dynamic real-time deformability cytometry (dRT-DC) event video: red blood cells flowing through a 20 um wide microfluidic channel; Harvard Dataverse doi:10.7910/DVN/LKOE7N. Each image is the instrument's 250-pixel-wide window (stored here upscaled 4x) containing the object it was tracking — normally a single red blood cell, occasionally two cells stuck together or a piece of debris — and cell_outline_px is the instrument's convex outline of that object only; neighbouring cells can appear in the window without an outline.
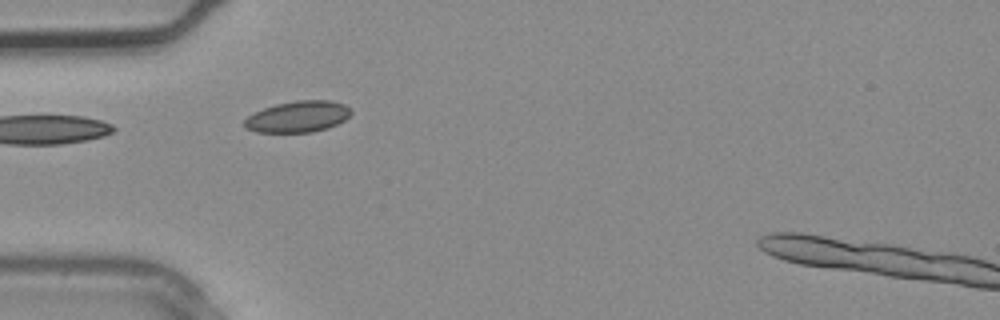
{"species": "common noctule bat (a hibernating species)", "species_latin": "Nyctalus noctula", "temperature_condition": "warm", "stored_images_in_passage": 3, "camera_frame_rate_fps": 3000, "um_per_image_px": 0.085, "animal": {"sex": "male", "body_mass_g": 20.4}, "frame": {"image": 1, "passage_image": 2, "time_ms": 0.333, "image_size_px": [1000, 320], "cell_outline_px": [[352, 112], [344, 120], [328, 128], [312, 132], [256, 132], [244, 128], [244, 120], [248, 116], [264, 108], [276, 104], [296, 100], [328, 100], [344, 104], [352, 108]], "centroid_in_image_um": [25.33, 9.91], "position_along_channel_um": 59.7, "area_um2": 19.42}}
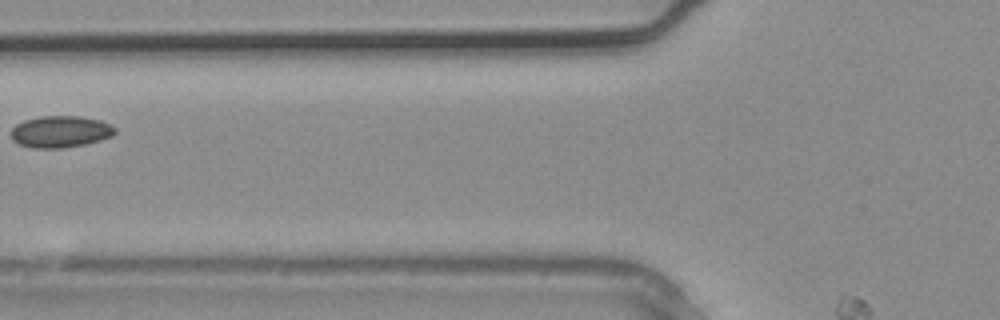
{"frame": {"image": 2, "passage_image": 3, "time_ms": 0.667, "image_size_px": [1000, 320], "cell_outline_px": [[116, 132], [112, 136], [100, 140], [84, 144], [64, 148], [32, 148], [20, 144], [12, 140], [12, 128], [16, 124], [24, 120], [40, 116], [80, 116], [100, 120], [116, 128]], "centroid_in_image_um": [5.13, 11.19], "position_along_channel_um": 120.7, "area_um2": 19.19}}